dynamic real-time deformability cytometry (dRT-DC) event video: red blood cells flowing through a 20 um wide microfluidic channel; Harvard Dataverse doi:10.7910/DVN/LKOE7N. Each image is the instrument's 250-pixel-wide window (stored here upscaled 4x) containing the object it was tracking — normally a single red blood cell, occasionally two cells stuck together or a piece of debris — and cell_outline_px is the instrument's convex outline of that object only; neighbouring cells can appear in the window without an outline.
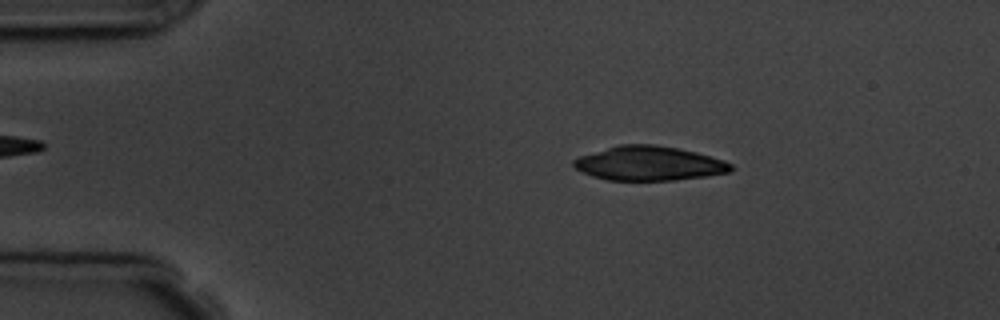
{"species": "common noctule bat (a hibernating species)", "species_latin": "Nyctalus noctula", "temperature_condition": "room temperature", "stored_images_in_passage": 5, "camera_frame_rate_fps": 3000, "um_per_image_px": 0.085, "animal": {"sex": "male", "body_mass_g": 19.5, "forearm_length_mm": 54.6}, "frame": {"image": 1, "passage_image": 2, "time_ms": 1.0, "image_size_px": [1000, 320], "cell_outline_px": [[736, 168], [728, 172], [704, 176], [676, 180], [608, 180], [592, 176], [576, 168], [572, 164], [572, 160], [580, 156], [620, 144], [656, 144], [696, 152], [724, 160], [732, 164]], "centroid_in_image_um": [55.19, 13.89], "position_along_channel_um": 29.8, "area_um2": 31.27}}